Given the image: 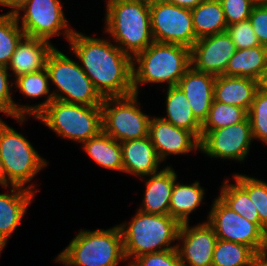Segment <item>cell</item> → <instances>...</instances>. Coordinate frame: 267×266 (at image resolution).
<instances>
[{
    "instance_id": "18",
    "label": "cell",
    "mask_w": 267,
    "mask_h": 266,
    "mask_svg": "<svg viewBox=\"0 0 267 266\" xmlns=\"http://www.w3.org/2000/svg\"><path fill=\"white\" fill-rule=\"evenodd\" d=\"M13 81L16 91L19 89L20 93L26 98L36 99L41 96H46L42 103L35 105H19V103H15V120L21 124L25 120H28L27 117H36L54 100L53 93L50 92V81L46 68L34 73H27L19 76L13 79Z\"/></svg>"
},
{
    "instance_id": "16",
    "label": "cell",
    "mask_w": 267,
    "mask_h": 266,
    "mask_svg": "<svg viewBox=\"0 0 267 266\" xmlns=\"http://www.w3.org/2000/svg\"><path fill=\"white\" fill-rule=\"evenodd\" d=\"M148 136L161 162L170 155L199 151V140L191 132L178 128L160 117L150 118Z\"/></svg>"
},
{
    "instance_id": "23",
    "label": "cell",
    "mask_w": 267,
    "mask_h": 266,
    "mask_svg": "<svg viewBox=\"0 0 267 266\" xmlns=\"http://www.w3.org/2000/svg\"><path fill=\"white\" fill-rule=\"evenodd\" d=\"M257 90V80L247 77L216 76L214 100L249 111Z\"/></svg>"
},
{
    "instance_id": "15",
    "label": "cell",
    "mask_w": 267,
    "mask_h": 266,
    "mask_svg": "<svg viewBox=\"0 0 267 266\" xmlns=\"http://www.w3.org/2000/svg\"><path fill=\"white\" fill-rule=\"evenodd\" d=\"M217 239L206 221L195 226H190L189 222L182 223L176 249L183 266H212Z\"/></svg>"
},
{
    "instance_id": "3",
    "label": "cell",
    "mask_w": 267,
    "mask_h": 266,
    "mask_svg": "<svg viewBox=\"0 0 267 266\" xmlns=\"http://www.w3.org/2000/svg\"><path fill=\"white\" fill-rule=\"evenodd\" d=\"M132 64L135 94L139 93L140 84L167 83V87L177 86L191 66L190 48L153 42L132 58Z\"/></svg>"
},
{
    "instance_id": "7",
    "label": "cell",
    "mask_w": 267,
    "mask_h": 266,
    "mask_svg": "<svg viewBox=\"0 0 267 266\" xmlns=\"http://www.w3.org/2000/svg\"><path fill=\"white\" fill-rule=\"evenodd\" d=\"M0 159L8 180L36 193L37 184H29L48 162L29 140L0 118ZM29 184V185H28ZM28 185V186H26ZM37 188V189H36Z\"/></svg>"
},
{
    "instance_id": "22",
    "label": "cell",
    "mask_w": 267,
    "mask_h": 266,
    "mask_svg": "<svg viewBox=\"0 0 267 266\" xmlns=\"http://www.w3.org/2000/svg\"><path fill=\"white\" fill-rule=\"evenodd\" d=\"M146 177L150 178L145 181L144 198L138 210L156 215L169 214L172 188L177 180L176 172L167 165L159 172Z\"/></svg>"
},
{
    "instance_id": "40",
    "label": "cell",
    "mask_w": 267,
    "mask_h": 266,
    "mask_svg": "<svg viewBox=\"0 0 267 266\" xmlns=\"http://www.w3.org/2000/svg\"><path fill=\"white\" fill-rule=\"evenodd\" d=\"M29 0H0V5L7 8H12L7 13L16 14L17 11L24 6Z\"/></svg>"
},
{
    "instance_id": "26",
    "label": "cell",
    "mask_w": 267,
    "mask_h": 266,
    "mask_svg": "<svg viewBox=\"0 0 267 266\" xmlns=\"http://www.w3.org/2000/svg\"><path fill=\"white\" fill-rule=\"evenodd\" d=\"M267 67V46L259 45L246 49H236L228 61L225 76L247 77L259 80Z\"/></svg>"
},
{
    "instance_id": "11",
    "label": "cell",
    "mask_w": 267,
    "mask_h": 266,
    "mask_svg": "<svg viewBox=\"0 0 267 266\" xmlns=\"http://www.w3.org/2000/svg\"><path fill=\"white\" fill-rule=\"evenodd\" d=\"M207 223L217 238L249 246L256 254L267 251V234L255 223L231 210L218 197L214 198Z\"/></svg>"
},
{
    "instance_id": "14",
    "label": "cell",
    "mask_w": 267,
    "mask_h": 266,
    "mask_svg": "<svg viewBox=\"0 0 267 266\" xmlns=\"http://www.w3.org/2000/svg\"><path fill=\"white\" fill-rule=\"evenodd\" d=\"M235 52V44L226 31L204 36L190 48L191 66L203 73L221 76Z\"/></svg>"
},
{
    "instance_id": "38",
    "label": "cell",
    "mask_w": 267,
    "mask_h": 266,
    "mask_svg": "<svg viewBox=\"0 0 267 266\" xmlns=\"http://www.w3.org/2000/svg\"><path fill=\"white\" fill-rule=\"evenodd\" d=\"M12 76L7 67L0 65V113L15 119V102L11 95L14 86L10 80Z\"/></svg>"
},
{
    "instance_id": "27",
    "label": "cell",
    "mask_w": 267,
    "mask_h": 266,
    "mask_svg": "<svg viewBox=\"0 0 267 266\" xmlns=\"http://www.w3.org/2000/svg\"><path fill=\"white\" fill-rule=\"evenodd\" d=\"M205 190L199 181L191 184L174 183L171 193L169 215L181 224L189 222V216L198 209L204 200Z\"/></svg>"
},
{
    "instance_id": "4",
    "label": "cell",
    "mask_w": 267,
    "mask_h": 266,
    "mask_svg": "<svg viewBox=\"0 0 267 266\" xmlns=\"http://www.w3.org/2000/svg\"><path fill=\"white\" fill-rule=\"evenodd\" d=\"M181 223L169 214L156 215L137 211L128 224H119L126 260L129 265L136 257L176 249Z\"/></svg>"
},
{
    "instance_id": "10",
    "label": "cell",
    "mask_w": 267,
    "mask_h": 266,
    "mask_svg": "<svg viewBox=\"0 0 267 266\" xmlns=\"http://www.w3.org/2000/svg\"><path fill=\"white\" fill-rule=\"evenodd\" d=\"M62 6L61 0H29L15 16L25 36L50 42L53 37L64 34L68 41L74 30L67 22Z\"/></svg>"
},
{
    "instance_id": "1",
    "label": "cell",
    "mask_w": 267,
    "mask_h": 266,
    "mask_svg": "<svg viewBox=\"0 0 267 266\" xmlns=\"http://www.w3.org/2000/svg\"><path fill=\"white\" fill-rule=\"evenodd\" d=\"M68 43L73 55L80 61V67L103 98L134 93L132 57L116 44L75 29Z\"/></svg>"
},
{
    "instance_id": "5",
    "label": "cell",
    "mask_w": 267,
    "mask_h": 266,
    "mask_svg": "<svg viewBox=\"0 0 267 266\" xmlns=\"http://www.w3.org/2000/svg\"><path fill=\"white\" fill-rule=\"evenodd\" d=\"M65 266H119L126 261L119 225L108 229L80 230L53 260Z\"/></svg>"
},
{
    "instance_id": "45",
    "label": "cell",
    "mask_w": 267,
    "mask_h": 266,
    "mask_svg": "<svg viewBox=\"0 0 267 266\" xmlns=\"http://www.w3.org/2000/svg\"><path fill=\"white\" fill-rule=\"evenodd\" d=\"M254 5H267V0H250Z\"/></svg>"
},
{
    "instance_id": "42",
    "label": "cell",
    "mask_w": 267,
    "mask_h": 266,
    "mask_svg": "<svg viewBox=\"0 0 267 266\" xmlns=\"http://www.w3.org/2000/svg\"><path fill=\"white\" fill-rule=\"evenodd\" d=\"M248 266H267V251L257 253L250 261Z\"/></svg>"
},
{
    "instance_id": "29",
    "label": "cell",
    "mask_w": 267,
    "mask_h": 266,
    "mask_svg": "<svg viewBox=\"0 0 267 266\" xmlns=\"http://www.w3.org/2000/svg\"><path fill=\"white\" fill-rule=\"evenodd\" d=\"M220 187L218 198L231 210L257 224L267 234V229L260 223L257 209H255L248 193L236 181L235 184H231L228 179L223 181Z\"/></svg>"
},
{
    "instance_id": "12",
    "label": "cell",
    "mask_w": 267,
    "mask_h": 266,
    "mask_svg": "<svg viewBox=\"0 0 267 266\" xmlns=\"http://www.w3.org/2000/svg\"><path fill=\"white\" fill-rule=\"evenodd\" d=\"M150 22L154 42L191 48L198 39L194 33L191 9L154 0L150 3Z\"/></svg>"
},
{
    "instance_id": "37",
    "label": "cell",
    "mask_w": 267,
    "mask_h": 266,
    "mask_svg": "<svg viewBox=\"0 0 267 266\" xmlns=\"http://www.w3.org/2000/svg\"><path fill=\"white\" fill-rule=\"evenodd\" d=\"M227 26L248 20L254 4L250 0H219Z\"/></svg>"
},
{
    "instance_id": "32",
    "label": "cell",
    "mask_w": 267,
    "mask_h": 266,
    "mask_svg": "<svg viewBox=\"0 0 267 266\" xmlns=\"http://www.w3.org/2000/svg\"><path fill=\"white\" fill-rule=\"evenodd\" d=\"M247 117V110L213 100L208 117L202 124L201 132L227 127L244 121Z\"/></svg>"
},
{
    "instance_id": "33",
    "label": "cell",
    "mask_w": 267,
    "mask_h": 266,
    "mask_svg": "<svg viewBox=\"0 0 267 266\" xmlns=\"http://www.w3.org/2000/svg\"><path fill=\"white\" fill-rule=\"evenodd\" d=\"M233 179L248 193L257 209L260 223L267 229V183L248 175L234 174Z\"/></svg>"
},
{
    "instance_id": "21",
    "label": "cell",
    "mask_w": 267,
    "mask_h": 266,
    "mask_svg": "<svg viewBox=\"0 0 267 266\" xmlns=\"http://www.w3.org/2000/svg\"><path fill=\"white\" fill-rule=\"evenodd\" d=\"M122 147L123 173L145 179L146 176L159 172L162 163L151 143L150 137H143L120 142Z\"/></svg>"
},
{
    "instance_id": "41",
    "label": "cell",
    "mask_w": 267,
    "mask_h": 266,
    "mask_svg": "<svg viewBox=\"0 0 267 266\" xmlns=\"http://www.w3.org/2000/svg\"><path fill=\"white\" fill-rule=\"evenodd\" d=\"M167 3L177 5L182 8H187V9H194L197 7L200 3L206 0H164Z\"/></svg>"
},
{
    "instance_id": "19",
    "label": "cell",
    "mask_w": 267,
    "mask_h": 266,
    "mask_svg": "<svg viewBox=\"0 0 267 266\" xmlns=\"http://www.w3.org/2000/svg\"><path fill=\"white\" fill-rule=\"evenodd\" d=\"M11 188L10 193H0V244L4 248L36 196L23 187Z\"/></svg>"
},
{
    "instance_id": "46",
    "label": "cell",
    "mask_w": 267,
    "mask_h": 266,
    "mask_svg": "<svg viewBox=\"0 0 267 266\" xmlns=\"http://www.w3.org/2000/svg\"><path fill=\"white\" fill-rule=\"evenodd\" d=\"M136 1H145V2H147V3H151V2H153L154 0H136Z\"/></svg>"
},
{
    "instance_id": "34",
    "label": "cell",
    "mask_w": 267,
    "mask_h": 266,
    "mask_svg": "<svg viewBox=\"0 0 267 266\" xmlns=\"http://www.w3.org/2000/svg\"><path fill=\"white\" fill-rule=\"evenodd\" d=\"M253 140L267 145V93L257 90L248 111Z\"/></svg>"
},
{
    "instance_id": "9",
    "label": "cell",
    "mask_w": 267,
    "mask_h": 266,
    "mask_svg": "<svg viewBox=\"0 0 267 266\" xmlns=\"http://www.w3.org/2000/svg\"><path fill=\"white\" fill-rule=\"evenodd\" d=\"M138 94L106 97L101 104L103 131L118 142L148 136L151 116L142 112Z\"/></svg>"
},
{
    "instance_id": "13",
    "label": "cell",
    "mask_w": 267,
    "mask_h": 266,
    "mask_svg": "<svg viewBox=\"0 0 267 266\" xmlns=\"http://www.w3.org/2000/svg\"><path fill=\"white\" fill-rule=\"evenodd\" d=\"M250 120L229 125L209 132H201L199 151L216 159L244 162L252 144Z\"/></svg>"
},
{
    "instance_id": "6",
    "label": "cell",
    "mask_w": 267,
    "mask_h": 266,
    "mask_svg": "<svg viewBox=\"0 0 267 266\" xmlns=\"http://www.w3.org/2000/svg\"><path fill=\"white\" fill-rule=\"evenodd\" d=\"M61 138L83 143L103 130L101 105L85 106L54 99L36 117Z\"/></svg>"
},
{
    "instance_id": "28",
    "label": "cell",
    "mask_w": 267,
    "mask_h": 266,
    "mask_svg": "<svg viewBox=\"0 0 267 266\" xmlns=\"http://www.w3.org/2000/svg\"><path fill=\"white\" fill-rule=\"evenodd\" d=\"M194 33L199 39L225 32L227 24L219 0H206L191 10Z\"/></svg>"
},
{
    "instance_id": "17",
    "label": "cell",
    "mask_w": 267,
    "mask_h": 266,
    "mask_svg": "<svg viewBox=\"0 0 267 266\" xmlns=\"http://www.w3.org/2000/svg\"><path fill=\"white\" fill-rule=\"evenodd\" d=\"M215 79L216 76L190 66L178 83L189 101L193 115L201 124L207 119L214 100Z\"/></svg>"
},
{
    "instance_id": "35",
    "label": "cell",
    "mask_w": 267,
    "mask_h": 266,
    "mask_svg": "<svg viewBox=\"0 0 267 266\" xmlns=\"http://www.w3.org/2000/svg\"><path fill=\"white\" fill-rule=\"evenodd\" d=\"M226 32L230 35L236 49H246L261 45L249 19L228 25Z\"/></svg>"
},
{
    "instance_id": "43",
    "label": "cell",
    "mask_w": 267,
    "mask_h": 266,
    "mask_svg": "<svg viewBox=\"0 0 267 266\" xmlns=\"http://www.w3.org/2000/svg\"><path fill=\"white\" fill-rule=\"evenodd\" d=\"M0 185L1 187L3 186L5 189H9L8 187H12L14 186L9 180H8V177L6 175V172H5V169H4V166H3V163L0 159Z\"/></svg>"
},
{
    "instance_id": "36",
    "label": "cell",
    "mask_w": 267,
    "mask_h": 266,
    "mask_svg": "<svg viewBox=\"0 0 267 266\" xmlns=\"http://www.w3.org/2000/svg\"><path fill=\"white\" fill-rule=\"evenodd\" d=\"M128 266H183L177 249L147 253L136 257Z\"/></svg>"
},
{
    "instance_id": "31",
    "label": "cell",
    "mask_w": 267,
    "mask_h": 266,
    "mask_svg": "<svg viewBox=\"0 0 267 266\" xmlns=\"http://www.w3.org/2000/svg\"><path fill=\"white\" fill-rule=\"evenodd\" d=\"M25 36L15 14H0V65L7 67L17 44Z\"/></svg>"
},
{
    "instance_id": "25",
    "label": "cell",
    "mask_w": 267,
    "mask_h": 266,
    "mask_svg": "<svg viewBox=\"0 0 267 266\" xmlns=\"http://www.w3.org/2000/svg\"><path fill=\"white\" fill-rule=\"evenodd\" d=\"M83 150L99 166L123 173L122 147L103 130L82 143Z\"/></svg>"
},
{
    "instance_id": "24",
    "label": "cell",
    "mask_w": 267,
    "mask_h": 266,
    "mask_svg": "<svg viewBox=\"0 0 267 266\" xmlns=\"http://www.w3.org/2000/svg\"><path fill=\"white\" fill-rule=\"evenodd\" d=\"M165 94L166 115L160 118L191 132L200 141L202 124L193 115L189 101L182 89L178 85L167 87Z\"/></svg>"
},
{
    "instance_id": "30",
    "label": "cell",
    "mask_w": 267,
    "mask_h": 266,
    "mask_svg": "<svg viewBox=\"0 0 267 266\" xmlns=\"http://www.w3.org/2000/svg\"><path fill=\"white\" fill-rule=\"evenodd\" d=\"M256 253L240 243L217 239L212 266H248Z\"/></svg>"
},
{
    "instance_id": "2",
    "label": "cell",
    "mask_w": 267,
    "mask_h": 266,
    "mask_svg": "<svg viewBox=\"0 0 267 266\" xmlns=\"http://www.w3.org/2000/svg\"><path fill=\"white\" fill-rule=\"evenodd\" d=\"M105 33L132 58L153 42L150 3L136 0H107Z\"/></svg>"
},
{
    "instance_id": "44",
    "label": "cell",
    "mask_w": 267,
    "mask_h": 266,
    "mask_svg": "<svg viewBox=\"0 0 267 266\" xmlns=\"http://www.w3.org/2000/svg\"><path fill=\"white\" fill-rule=\"evenodd\" d=\"M258 89L267 93V67L264 69L258 80Z\"/></svg>"
},
{
    "instance_id": "47",
    "label": "cell",
    "mask_w": 267,
    "mask_h": 266,
    "mask_svg": "<svg viewBox=\"0 0 267 266\" xmlns=\"http://www.w3.org/2000/svg\"><path fill=\"white\" fill-rule=\"evenodd\" d=\"M3 250H4V247L0 244V254L2 253Z\"/></svg>"
},
{
    "instance_id": "8",
    "label": "cell",
    "mask_w": 267,
    "mask_h": 266,
    "mask_svg": "<svg viewBox=\"0 0 267 266\" xmlns=\"http://www.w3.org/2000/svg\"><path fill=\"white\" fill-rule=\"evenodd\" d=\"M45 68L49 81L57 88L52 92L54 99L85 106L102 104L104 98L82 70L79 61H73L56 46L49 54Z\"/></svg>"
},
{
    "instance_id": "20",
    "label": "cell",
    "mask_w": 267,
    "mask_h": 266,
    "mask_svg": "<svg viewBox=\"0 0 267 266\" xmlns=\"http://www.w3.org/2000/svg\"><path fill=\"white\" fill-rule=\"evenodd\" d=\"M55 48L47 40L24 36L17 44L7 69L14 79L27 73H34L46 67V61Z\"/></svg>"
},
{
    "instance_id": "39",
    "label": "cell",
    "mask_w": 267,
    "mask_h": 266,
    "mask_svg": "<svg viewBox=\"0 0 267 266\" xmlns=\"http://www.w3.org/2000/svg\"><path fill=\"white\" fill-rule=\"evenodd\" d=\"M248 19L260 44L267 46V5H254Z\"/></svg>"
}]
</instances>
